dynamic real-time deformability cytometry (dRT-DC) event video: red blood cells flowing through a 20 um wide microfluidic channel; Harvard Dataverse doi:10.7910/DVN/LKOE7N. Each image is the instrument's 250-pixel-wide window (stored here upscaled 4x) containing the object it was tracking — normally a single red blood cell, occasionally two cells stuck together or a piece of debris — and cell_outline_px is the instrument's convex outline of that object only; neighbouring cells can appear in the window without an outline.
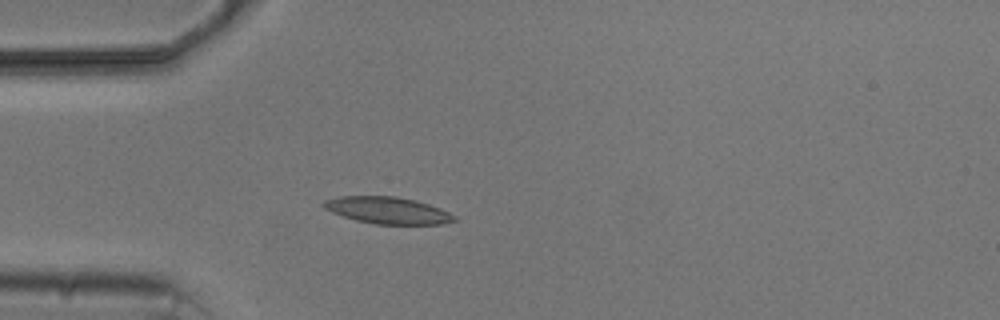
{"species": "common noctule bat (a hibernating species)", "species_latin": "Nyctalus noctula", "temperature_condition": "cold", "stored_images_in_passage": 5, "camera_frame_rate_fps": 3000, "um_per_image_px": 0.085, "animal": {"sex": "male", "body_mass_g": 20.5, "forearm_length_mm": 52.5}, "frame": {"image": 1, "passage_image": 5, "time_ms": 5.667, "image_size_px": [1000, 320], "cell_outline_px": [[460, 220], [440, 224], [376, 224], [356, 220], [332, 212], [324, 208], [320, 204], [324, 200], [340, 196], [396, 196], [416, 200], [440, 208], [456, 216]], "centroid_in_image_um": [32.96, 17.87], "position_along_channel_um": 52.0, "area_um2": 20.46}}